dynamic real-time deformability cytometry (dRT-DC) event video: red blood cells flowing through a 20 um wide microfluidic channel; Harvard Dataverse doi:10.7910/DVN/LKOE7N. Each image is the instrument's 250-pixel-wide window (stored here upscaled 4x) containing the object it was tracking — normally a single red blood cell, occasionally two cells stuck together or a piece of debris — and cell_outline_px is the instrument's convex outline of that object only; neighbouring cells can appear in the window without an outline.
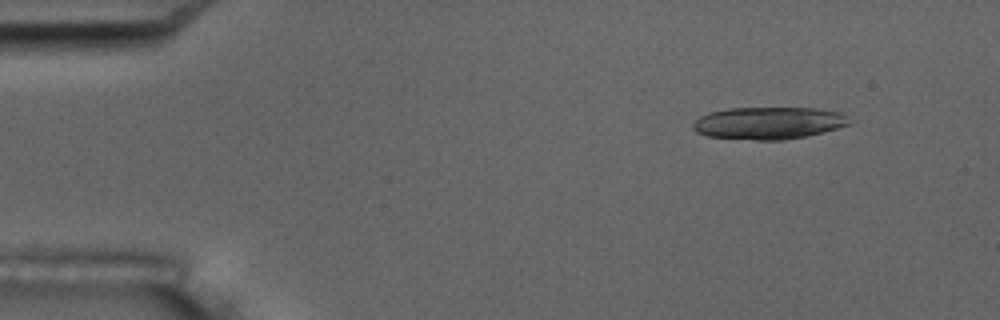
{"species": "common noctule bat (a hibernating species)", "species_latin": "Nyctalus noctula", "temperature_condition": "room temperature", "stored_images_in_passage": 6, "camera_frame_rate_fps": 3000, "um_per_image_px": 0.085, "animal": {"sex": "male", "body_mass_g": 17.5, "forearm_length_mm": 52.3}, "frame": {"image": 1, "passage_image": 1, "time_ms": 0.0, "image_size_px": [1000, 320], "cell_outline_px": [[852, 124], [824, 132], [808, 136], [784, 140], [756, 140], [708, 136], [696, 132], [692, 128], [692, 124], [700, 116], [708, 112], [728, 108], [816, 108], [844, 112]], "centroid_in_image_um": [65.37, 10.45], "position_along_channel_um": 19.6, "area_um2": 29.71}}